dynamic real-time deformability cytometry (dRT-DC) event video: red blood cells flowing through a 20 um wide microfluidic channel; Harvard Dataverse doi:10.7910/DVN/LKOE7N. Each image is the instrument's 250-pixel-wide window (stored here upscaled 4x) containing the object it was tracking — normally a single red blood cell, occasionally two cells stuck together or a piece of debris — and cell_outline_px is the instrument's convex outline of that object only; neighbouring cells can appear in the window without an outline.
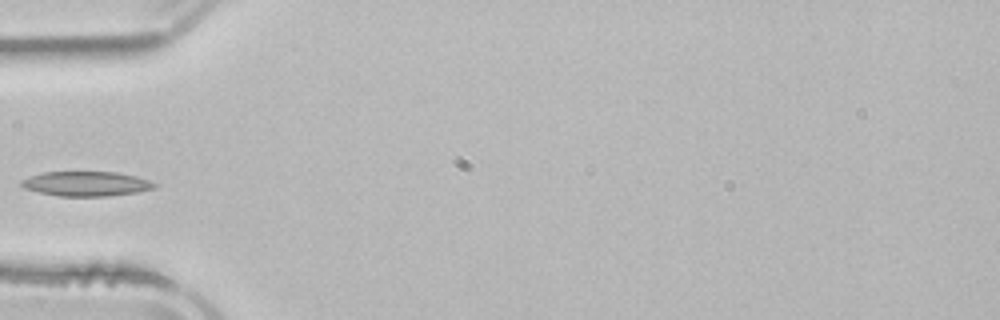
{"species": "common noctule bat (a hibernating species)", "species_latin": "Nyctalus noctula", "temperature_condition": "room temperature", "stored_images_in_passage": 3, "camera_frame_rate_fps": 3000, "um_per_image_px": 0.085, "animal": {"sex": "male", "body_mass_g": 21.5, "forearm_length_mm": 52.0}, "frame": {"image": 1, "passage_image": 3, "time_ms": 3.0, "image_size_px": [1000, 320], "cell_outline_px": [[156, 188], [136, 192], [108, 196], [56, 196], [24, 188], [20, 184], [20, 180], [28, 176], [44, 172], [116, 172], [136, 176], [148, 180], [156, 184]], "centroid_in_image_um": [7.3, 15.62], "position_along_channel_um": 77.7, "area_um2": 19.13}}